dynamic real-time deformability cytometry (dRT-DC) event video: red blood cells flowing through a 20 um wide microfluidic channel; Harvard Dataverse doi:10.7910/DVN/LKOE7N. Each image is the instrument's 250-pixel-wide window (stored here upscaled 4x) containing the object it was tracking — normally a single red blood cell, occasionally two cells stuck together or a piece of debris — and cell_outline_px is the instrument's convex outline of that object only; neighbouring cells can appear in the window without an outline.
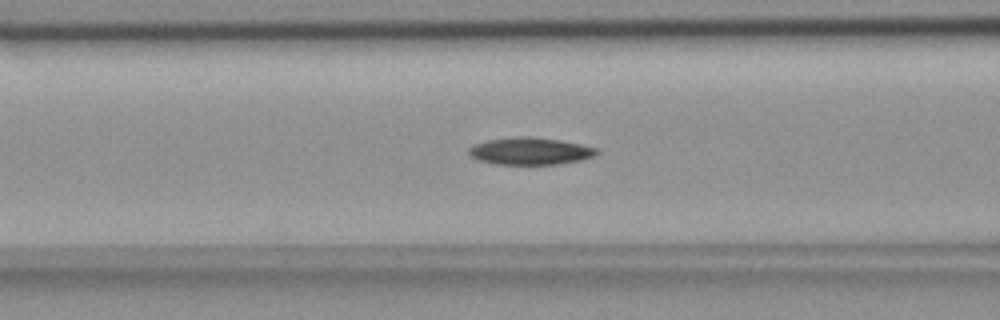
{"species": "common noctule bat (a hibernating species)", "species_latin": "Nyctalus noctula", "temperature_condition": "room temperature", "stored_images_in_passage": 37, "camera_frame_rate_fps": 3000, "um_per_image_px": 0.085, "animal": {"sex": "female", "body_mass_g": 18.4}, "frame": {"image": 1, "passage_image": 14, "time_ms": 4.333, "image_size_px": [1000, 320], "cell_outline_px": [[600, 152], [596, 156], [580, 160], [556, 164], [496, 164], [476, 160], [468, 156], [468, 148], [472, 144], [488, 140], [516, 136], [528, 136], [560, 140], [580, 144], [596, 148]], "centroid_in_image_um": [45.02, 12.84], "position_along_channel_um": 121.6, "area_um2": 20.46}}
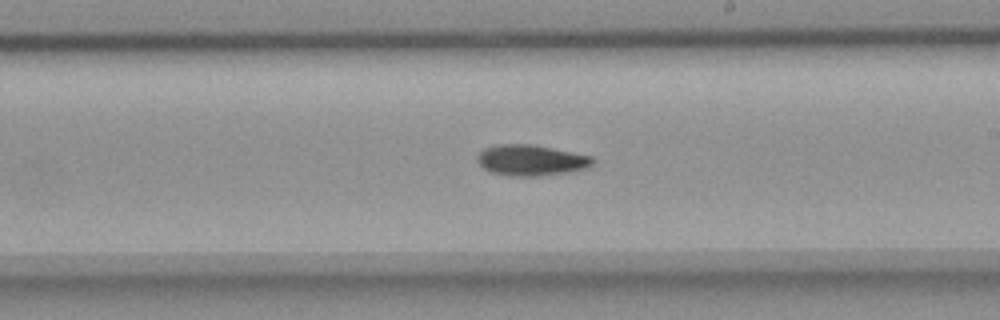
{"frame": {"image": 2, "passage_image": 24, "time_ms": 7.667, "image_size_px": [1000, 320], "cell_outline_px": [[596, 160], [588, 168], [568, 172], [536, 176], [508, 176], [488, 172], [476, 160], [476, 156], [484, 148], [496, 144], [532, 144], [592, 156]], "centroid_in_image_um": [45.12, 13.62], "position_along_channel_um": 243.9, "area_um2": 20.92}}
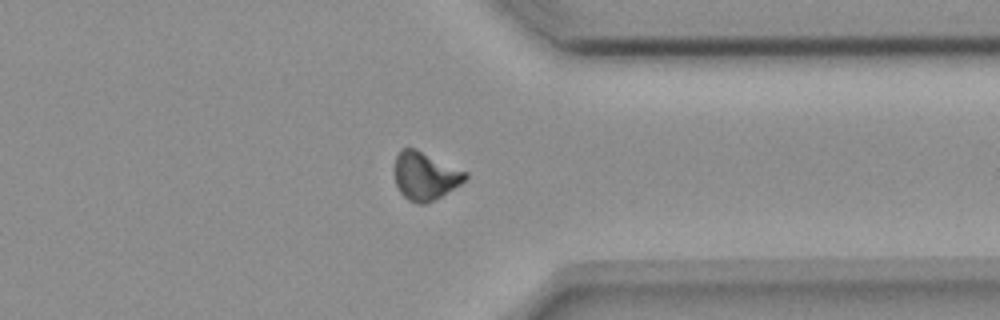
{"frame": {"image": 3, "passage_image": 35, "time_ms": 11.333, "image_size_px": [1000, 320], "cell_outline_px": [[468, 176], [460, 184], [440, 196], [424, 204], [420, 204], [408, 200], [400, 192], [396, 184], [392, 172], [392, 168], [396, 156], [400, 148], [416, 148], [468, 172]], "centroid_in_image_um": [36.08, 14.92], "position_along_channel_um": 375.3, "area_um2": 20.0}}